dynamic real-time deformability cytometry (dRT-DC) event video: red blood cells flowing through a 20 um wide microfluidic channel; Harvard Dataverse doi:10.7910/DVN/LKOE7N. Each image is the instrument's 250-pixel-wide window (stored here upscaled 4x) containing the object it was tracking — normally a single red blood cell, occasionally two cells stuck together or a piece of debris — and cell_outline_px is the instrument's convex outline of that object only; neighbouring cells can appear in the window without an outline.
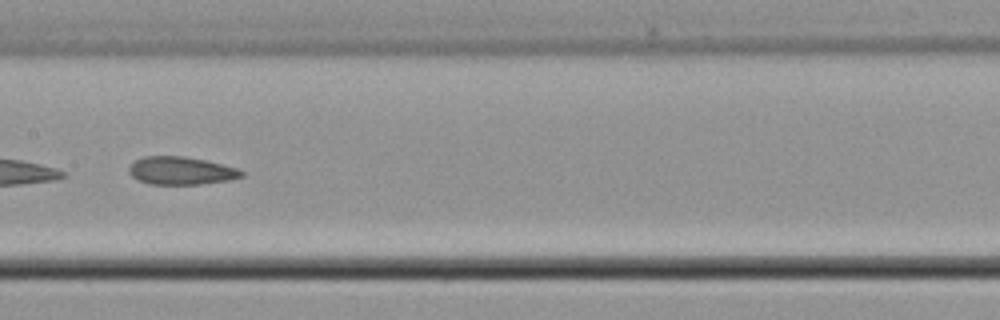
{"species": "common noctule bat (a hibernating species)", "species_latin": "Nyctalus noctula", "temperature_condition": "cold", "stored_images_in_passage": 8, "camera_frame_rate_fps": 3000, "um_per_image_px": 0.085, "animal": {"sex": "male", "body_mass_g": 21.5, "forearm_length_mm": 52.0}, "frame": {"image": 1, "passage_image": 8, "time_ms": 8.667, "image_size_px": [1000, 320], "cell_outline_px": [[244, 176], [228, 180], [200, 184], [152, 184], [140, 180], [132, 176], [128, 172], [128, 168], [136, 160], [144, 156], [184, 156], [204, 160], [236, 168], [244, 172]], "centroid_in_image_um": [15.38, 14.51], "position_along_channel_um": 192.0, "area_um2": 18.03}}